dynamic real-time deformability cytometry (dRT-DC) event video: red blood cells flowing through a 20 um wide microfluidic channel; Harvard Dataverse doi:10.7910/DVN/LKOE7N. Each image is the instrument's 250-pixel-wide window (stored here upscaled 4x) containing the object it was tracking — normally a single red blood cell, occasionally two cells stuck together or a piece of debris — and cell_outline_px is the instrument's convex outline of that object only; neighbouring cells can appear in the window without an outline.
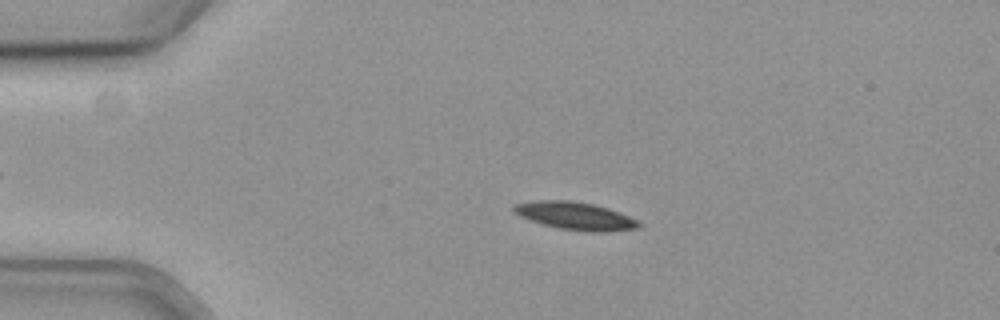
{"species": "common noctule bat (a hibernating species)", "species_latin": "Nyctalus noctula", "temperature_condition": "cold", "stored_images_in_passage": 51, "camera_frame_rate_fps": 3000, "um_per_image_px": 0.085, "animal": {"sex": "female", "body_mass_g": 19.3, "forearm_length_mm": 54.1}, "frame": {"image": 1, "passage_image": 13, "time_ms": 4.0, "image_size_px": [1000, 320], "cell_outline_px": [[644, 224], [640, 228], [604, 232], [592, 232], [560, 228], [544, 224], [520, 216], [512, 212], [512, 204], [536, 200], [572, 200], [592, 204], [608, 208], [628, 216]], "centroid_in_image_um": [48.89, 18.34], "position_along_channel_um": 36.1, "area_um2": 20.17}}
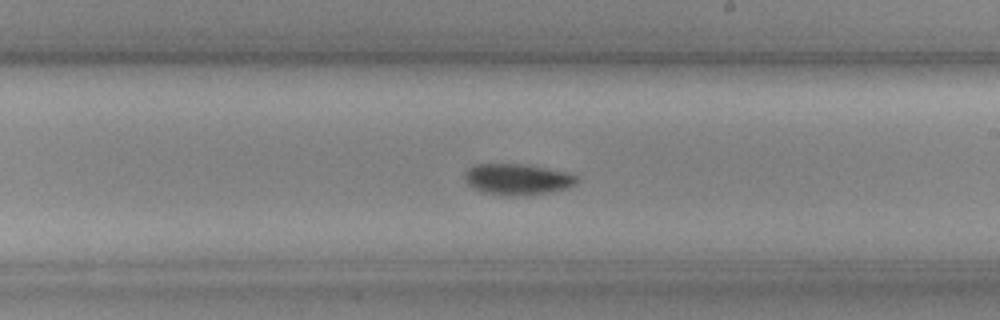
{"frame": {"image": 2, "passage_image": 34, "time_ms": 11.0, "image_size_px": [1000, 320], "cell_outline_px": [[580, 180], [576, 184], [564, 188], [548, 192], [504, 196], [480, 192], [472, 188], [464, 180], [464, 172], [468, 168], [476, 164], [520, 164], [544, 168], [564, 172], [580, 176]], "centroid_in_image_um": [43.92, 15.24], "position_along_channel_um": 245.1, "area_um2": 20.17}}
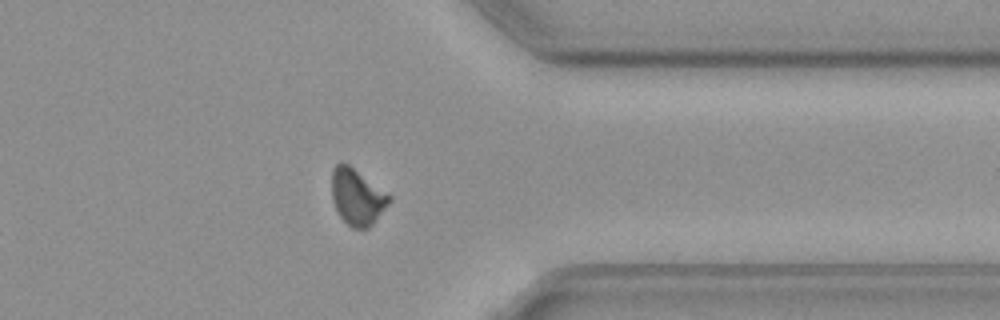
{"frame": {"image": 3, "passage_image": 46, "time_ms": 15.0, "image_size_px": [1000, 320], "cell_outline_px": [[392, 200], [372, 224], [368, 228], [352, 228], [340, 216], [332, 200], [332, 168], [336, 164], [348, 164], [388, 192], [392, 196]], "centroid_in_image_um": [30.38, 16.73], "position_along_channel_um": 381.0, "area_um2": 18.73}, "authors_computed_cell_mechanics": {"area_um2": 19.3052, "velocity_mm_per_s": 3.6059, "shape_relaxation_time_tau1_ms": 5.3405, "shape_relaxation_time_tau2_ms": null, "deformation_change_tau1": 0.1498, "deformation_change_tau2": null}}